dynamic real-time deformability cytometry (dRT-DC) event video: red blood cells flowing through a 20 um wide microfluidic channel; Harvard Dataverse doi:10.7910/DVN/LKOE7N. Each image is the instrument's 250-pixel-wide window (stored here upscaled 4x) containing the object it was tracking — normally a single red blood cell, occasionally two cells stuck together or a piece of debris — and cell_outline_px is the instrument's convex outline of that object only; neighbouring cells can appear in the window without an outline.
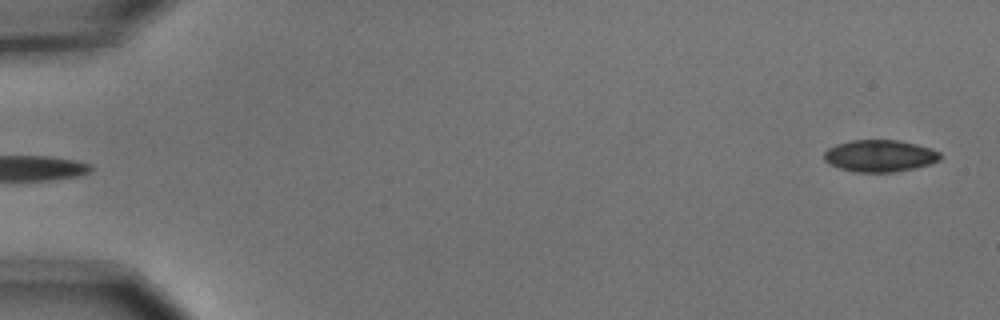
{"species": "common noctule bat (a hibernating species)", "species_latin": "Nyctalus noctula", "temperature_condition": "cold", "stored_images_in_passage": 6, "segment_of_instrument_passage": [2, 2], "camera_frame_rate_fps": 3000, "um_per_image_px": 0.085, "animal": {"sex": "male", "body_mass_g": 15.6}, "frame": {"image": 1, "passage_image": 6, "time_ms": 1.667, "image_size_px": [1000, 320], "cell_outline_px": [[940, 160], [932, 164], [896, 172], [856, 172], [840, 168], [824, 160], [824, 152], [828, 148], [836, 144], [852, 140], [896, 140], [916, 144], [940, 152]], "centroid_in_image_um": [74.79, 13.25], "position_along_channel_um": 10.2, "area_um2": 21.5}}